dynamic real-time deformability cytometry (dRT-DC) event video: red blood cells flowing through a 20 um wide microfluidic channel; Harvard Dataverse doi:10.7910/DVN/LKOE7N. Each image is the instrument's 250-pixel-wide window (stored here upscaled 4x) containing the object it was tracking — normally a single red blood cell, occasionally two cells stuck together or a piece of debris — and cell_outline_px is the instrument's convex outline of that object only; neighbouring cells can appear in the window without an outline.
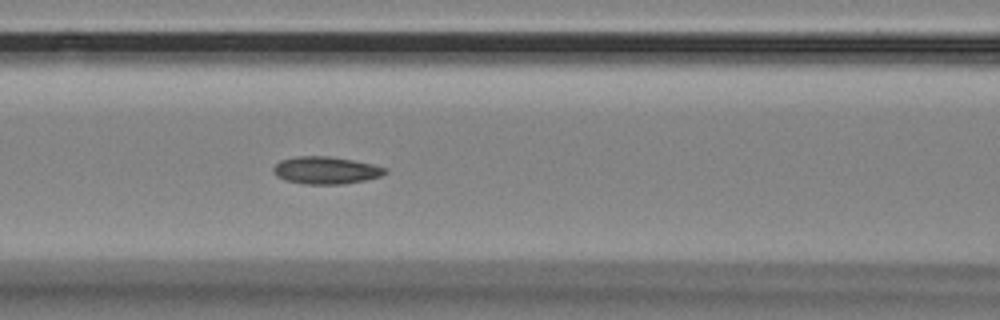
{"species": "Egyptian fruit bat (a non-hibernating species)", "species_latin": "Rousettus aegyptiacus", "temperature_condition": "room temperature", "stored_images_in_passage": 6, "camera_frame_rate_fps": 3000, "um_per_image_px": 0.085, "animal": {"sex": "female"}, "frame": {"image": 1, "passage_image": 6, "time_ms": 1.667, "image_size_px": [1000, 320], "cell_outline_px": [[388, 172], [380, 176], [364, 180], [344, 184], [304, 184], [284, 180], [276, 176], [272, 168], [280, 160], [296, 156], [328, 156], [352, 160], [372, 164], [388, 168]], "centroid_in_image_um": [27.68, 14.47], "position_along_channel_um": 138.9, "area_um2": 17.86}}